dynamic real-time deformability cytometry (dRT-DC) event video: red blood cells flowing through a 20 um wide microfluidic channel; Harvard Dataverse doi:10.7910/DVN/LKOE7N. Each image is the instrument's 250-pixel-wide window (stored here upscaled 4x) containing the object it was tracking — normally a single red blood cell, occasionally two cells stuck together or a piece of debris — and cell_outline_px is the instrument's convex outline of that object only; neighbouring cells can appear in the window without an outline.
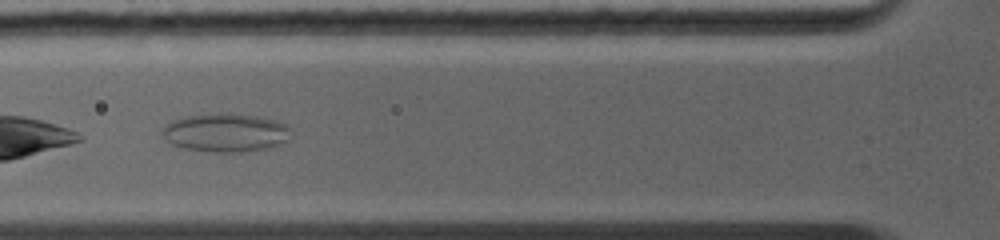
{"species": "common noctule bat (a hibernating species)", "species_latin": "Nyctalus noctula", "temperature_condition": "warm", "stored_images_in_passage": 20, "camera_frame_rate_fps": 5000, "um_per_image_px": 0.085, "animal": {"sex": "female", "body_mass_g": 19.0, "forearm_length_mm": 56.7}, "frame": {"image": 1, "passage_image": 4, "time_ms": 1.4, "image_size_px": [1000, 240], "cell_outline_px": [[288, 140], [272, 148], [240, 152], [212, 152], [184, 148], [172, 144], [164, 140], [160, 136], [164, 128], [172, 120], [184, 116], [232, 112], [260, 116], [276, 120], [284, 124], [288, 128]], "centroid_in_image_um": [19.16, 11.27], "position_along_channel_um": 106.6, "area_um2": 29.13}}
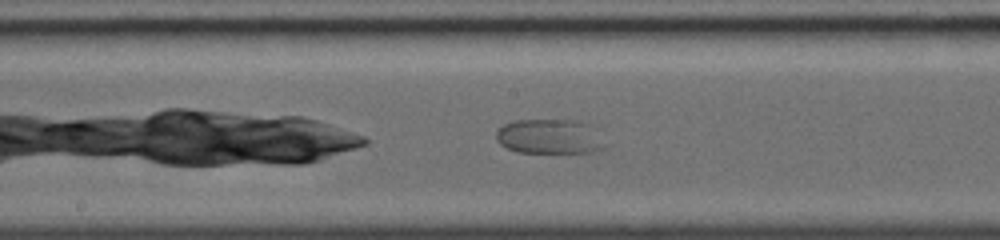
{"frame": {"image": 2, "passage_image": 9, "time_ms": 3.6, "image_size_px": [1000, 240], "cell_outline_px": [[600, 148], [592, 152], [520, 152], [508, 148], [500, 144], [496, 140], [496, 128], [504, 124], [516, 120], [580, 120], [596, 128]], "centroid_in_image_um": [46.61, 11.58], "position_along_channel_um": 201.6, "area_um2": 21.62}}
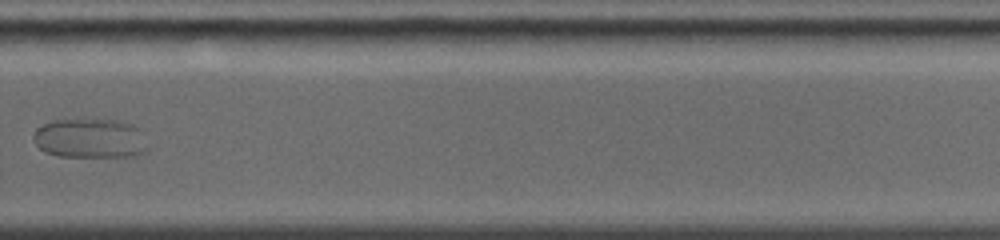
{"frame": {"image": 3, "passage_image": 15, "time_ms": 6.4, "image_size_px": [1000, 240], "cell_outline_px": [[140, 152], [128, 156], [60, 156], [44, 152], [36, 144], [32, 136], [36, 128], [52, 120], [120, 120], [132, 124], [140, 128]], "centroid_in_image_um": [7.51, 11.74], "position_along_channel_um": 322.3, "area_um2": 25.43}}